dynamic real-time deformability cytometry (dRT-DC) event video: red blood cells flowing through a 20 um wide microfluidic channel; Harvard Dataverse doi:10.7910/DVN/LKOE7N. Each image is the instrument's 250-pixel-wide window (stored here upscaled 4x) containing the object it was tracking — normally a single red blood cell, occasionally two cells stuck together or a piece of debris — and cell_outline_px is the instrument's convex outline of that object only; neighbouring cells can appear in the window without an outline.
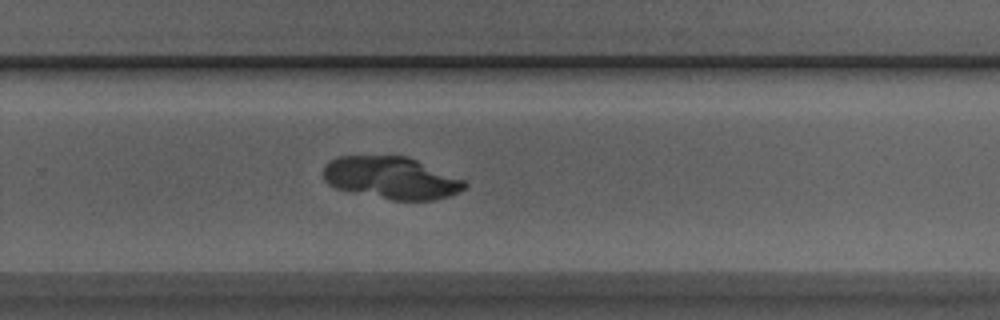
{"species": "Egyptian fruit bat (a non-hibernating species)", "species_latin": "Rousettus aegyptiacus", "temperature_condition": "room temperature", "stored_images_in_passage": 42, "camera_frame_rate_fps": 3000, "um_per_image_px": 0.085, "animal": {"sex": "male"}, "frame": {"image": 1, "passage_image": 33, "time_ms": 10.667, "image_size_px": [1000, 320], "cell_outline_px": [[468, 188], [452, 196], [432, 200], [392, 200], [352, 192], [336, 188], [328, 184], [324, 180], [324, 164], [328, 160], [336, 156], [408, 156], [464, 180], [468, 184]], "centroid_in_image_um": [33.27, 15.12], "position_along_channel_um": 296.5, "area_um2": 35.03}}
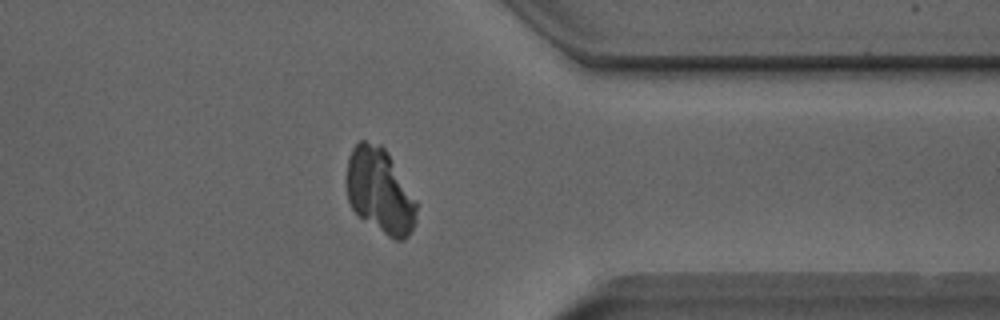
{"frame": {"image": 2, "passage_image": 40, "time_ms": 13.0, "image_size_px": [1000, 320], "cell_outline_px": [[416, 220], [408, 236], [404, 240], [396, 240], [388, 236], [360, 216], [352, 208], [348, 200], [348, 156], [352, 148], [360, 140], [364, 140], [380, 144], [384, 148], [392, 160], [416, 200]], "centroid_in_image_um": [32.3, 16.22], "position_along_channel_um": 379.1, "area_um2": 34.04}}